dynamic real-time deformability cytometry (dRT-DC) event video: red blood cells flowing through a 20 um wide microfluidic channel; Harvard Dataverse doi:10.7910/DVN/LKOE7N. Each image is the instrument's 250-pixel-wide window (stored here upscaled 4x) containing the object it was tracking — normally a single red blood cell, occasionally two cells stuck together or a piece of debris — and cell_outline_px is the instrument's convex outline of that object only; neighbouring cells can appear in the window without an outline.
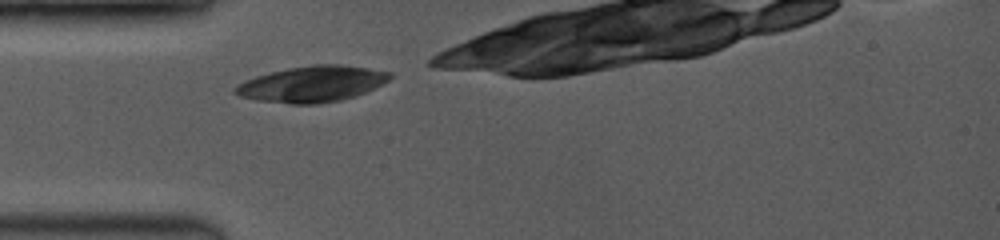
{"species": "common noctule bat (a hibernating species)", "species_latin": "Nyctalus noctula", "temperature_condition": "room temperature", "stored_images_in_passage": 1, "camera_frame_rate_fps": 3500, "um_per_image_px": 0.085, "animal": {"sex": "female", "body_mass_g": 19.0, "forearm_length_mm": 53.3}, "frame": {"image": 1, "passage_image": 1, "time_ms": 0.0, "image_size_px": [1000, 240], "cell_outline_px": [[392, 76], [388, 80], [356, 96], [340, 100], [320, 104], [292, 104], [256, 100], [240, 96], [232, 92], [232, 88], [244, 80], [256, 76], [288, 68], [312, 64], [340, 64], [392, 72]], "centroid_in_image_um": [26.48, 7.14], "position_along_channel_um": 58.5, "area_um2": 32.37}}